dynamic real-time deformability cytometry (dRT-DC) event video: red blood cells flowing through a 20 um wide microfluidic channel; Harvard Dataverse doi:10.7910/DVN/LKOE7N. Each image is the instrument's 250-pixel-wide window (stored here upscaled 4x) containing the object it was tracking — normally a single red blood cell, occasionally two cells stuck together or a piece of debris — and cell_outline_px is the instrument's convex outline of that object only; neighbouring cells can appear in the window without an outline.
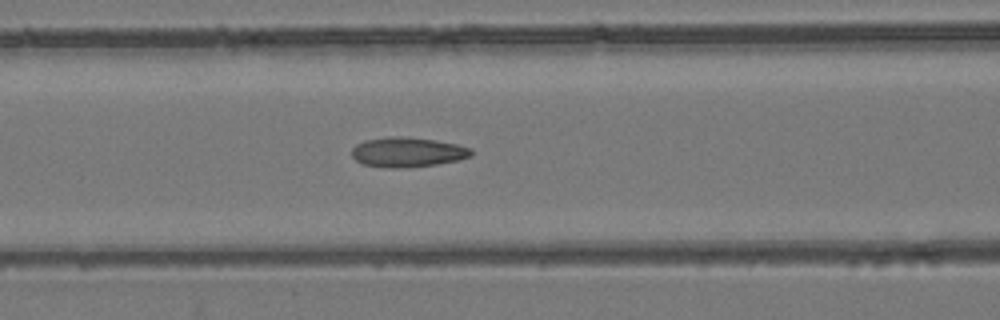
{"species": "common noctule bat (a hibernating species)", "species_latin": "Nyctalus noctula", "temperature_condition": "room temperature", "stored_images_in_passage": 54, "camera_frame_rate_fps": 3000, "um_per_image_px": 0.085, "animal": {"sex": "female", "body_mass_g": 24.6, "forearm_length_mm": 56.2}, "frame": {"image": 1, "passage_image": 23, "time_ms": 7.333, "image_size_px": [1000, 320], "cell_outline_px": [[472, 156], [456, 160], [436, 164], [396, 168], [392, 168], [364, 164], [356, 160], [352, 156], [352, 148], [356, 144], [368, 140], [388, 136], [404, 136], [432, 140], [456, 144], [472, 148]], "centroid_in_image_um": [34.63, 12.92], "position_along_channel_um": 132.0, "area_um2": 20.4}}
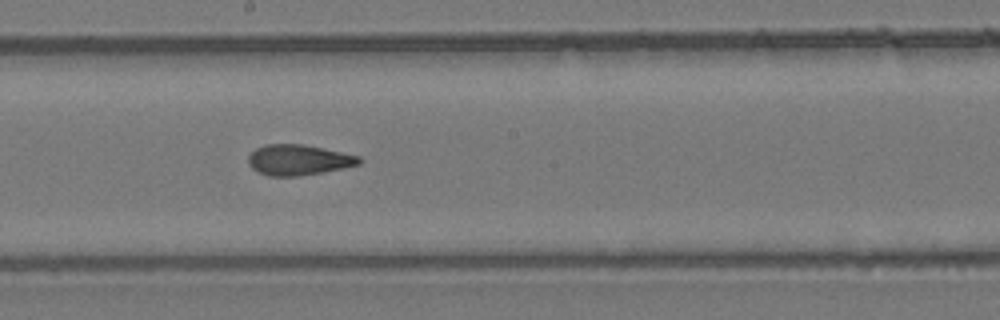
{"frame": {"image": 2, "passage_image": 30, "time_ms": 9.667, "image_size_px": [1000, 320], "cell_outline_px": [[360, 164], [320, 172], [296, 176], [268, 176], [252, 168], [248, 164], [248, 156], [256, 148], [264, 144], [304, 144], [360, 156]], "centroid_in_image_um": [25.33, 13.58], "position_along_channel_um": 222.9, "area_um2": 19.48}}
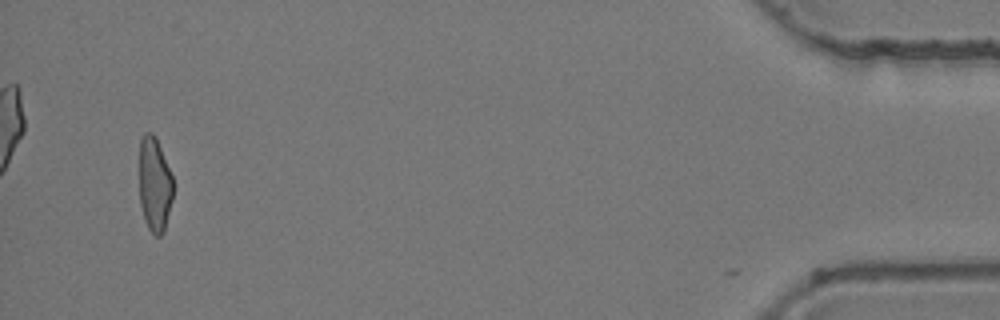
{"frame": {"image": 3, "passage_image": 52, "time_ms": 17.0, "image_size_px": [1000, 320], "cell_outline_px": [[172, 200], [164, 232], [160, 236], [156, 236], [148, 228], [144, 220], [140, 204], [140, 140], [144, 132], [152, 132], [156, 136], [172, 176]], "centroid_in_image_um": [13.13, 15.68], "position_along_channel_um": 422.1, "area_um2": 18.61}, "authors_computed_cell_mechanics": {"area_um2": 19.9699, "velocity_mm_per_s": 3.8927, "shape_relaxation_time_tau1_ms": null, "shape_relaxation_time_tau2_ms": 2.6632, "deformation_change_tau1": null, "deformation_change_tau2": 0.1001}}